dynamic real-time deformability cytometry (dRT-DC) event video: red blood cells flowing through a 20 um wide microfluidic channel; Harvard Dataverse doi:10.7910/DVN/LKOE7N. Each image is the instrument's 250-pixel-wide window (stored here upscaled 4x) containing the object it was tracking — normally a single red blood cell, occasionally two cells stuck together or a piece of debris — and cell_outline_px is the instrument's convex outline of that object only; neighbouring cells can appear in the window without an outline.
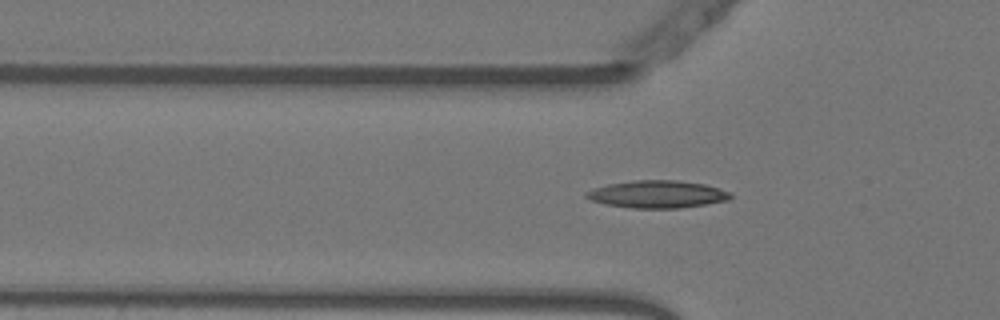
{"species": "Egyptian fruit bat (a non-hibernating species)", "species_latin": "Rousettus aegyptiacus", "temperature_condition": "warm", "stored_images_in_passage": 49, "camera_frame_rate_fps": 3000, "um_per_image_px": 0.085, "animal": {"sex": "female"}, "frame": {"image": 1, "passage_image": 18, "time_ms": 5.667, "image_size_px": [1000, 320], "cell_outline_px": [[732, 196], [728, 200], [680, 208], [632, 208], [604, 204], [592, 200], [584, 196], [584, 192], [592, 188], [608, 184], [632, 180], [676, 180], [704, 184], [728, 192]], "centroid_in_image_um": [55.79, 16.51], "position_along_channel_um": 70.0, "area_um2": 22.95}}
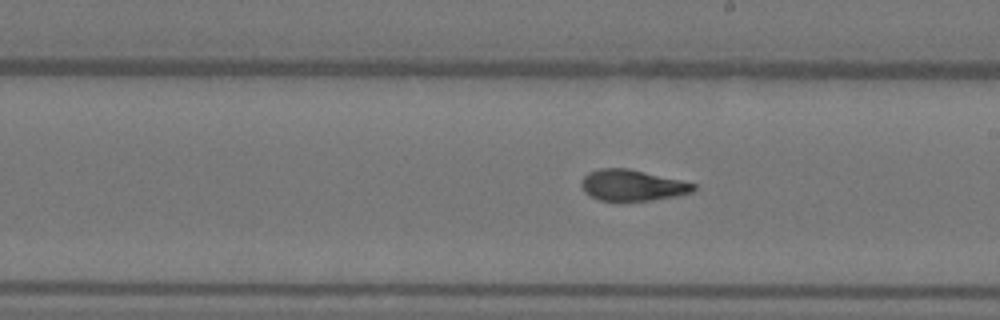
{"frame": {"image": 2, "passage_image": 31, "time_ms": 10.0, "image_size_px": [1000, 320], "cell_outline_px": [[696, 188], [692, 192], [676, 196], [652, 200], [600, 200], [588, 196], [584, 192], [580, 184], [584, 176], [588, 172], [600, 168], [628, 168], [680, 180], [696, 184]], "centroid_in_image_um": [53.71, 15.74], "position_along_channel_um": 235.3, "area_um2": 20.23}}
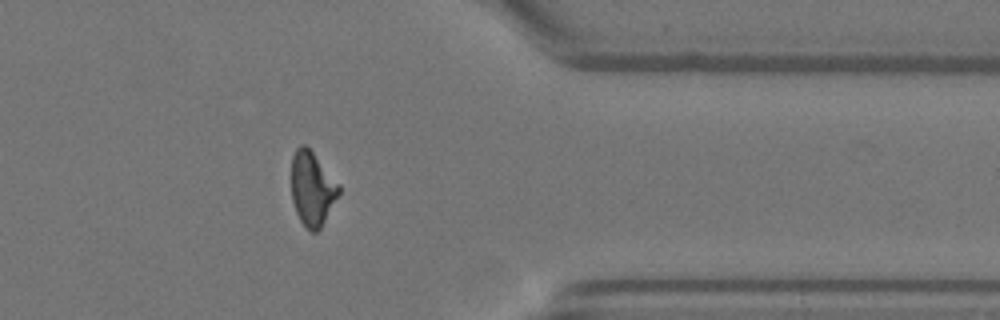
{"frame": {"image": 3, "passage_image": 44, "time_ms": 14.333, "image_size_px": [1000, 320], "cell_outline_px": [[340, 192], [320, 228], [316, 232], [312, 232], [300, 220], [296, 212], [292, 200], [292, 156], [296, 148], [300, 144], [304, 144], [312, 152], [340, 184]], "centroid_in_image_um": [26.53, 16.01], "position_along_channel_um": 384.9, "area_um2": 20.17}, "authors_computed_cell_mechanics": {"area_um2": 20.6346, "velocity_mm_per_s": 3.783, "shape_relaxation_time_tau1_ms": null, "shape_relaxation_time_tau2_ms": 1.4829, "deformation_change_tau1": null, "deformation_change_tau2": 0.0868}}